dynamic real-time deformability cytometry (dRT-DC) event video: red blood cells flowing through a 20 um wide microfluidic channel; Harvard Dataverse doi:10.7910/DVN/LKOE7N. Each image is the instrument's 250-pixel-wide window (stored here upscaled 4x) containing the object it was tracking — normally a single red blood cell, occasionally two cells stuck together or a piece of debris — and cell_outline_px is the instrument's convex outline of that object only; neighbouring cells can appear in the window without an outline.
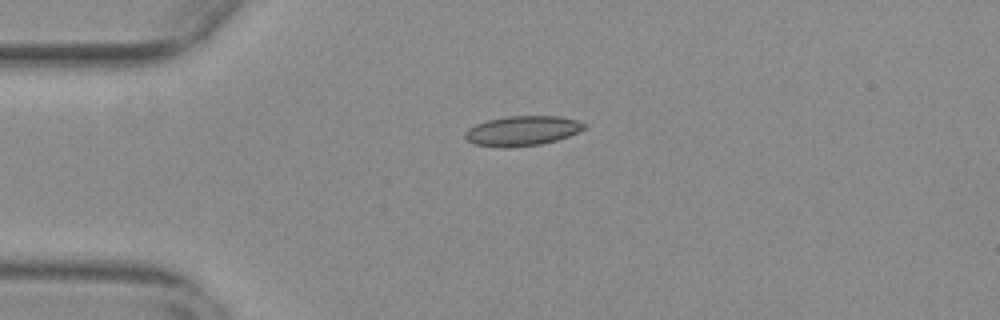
{"species": "common noctule bat (a hibernating species)", "species_latin": "Nyctalus noctula", "temperature_condition": "warm", "stored_images_in_passage": 36, "camera_frame_rate_fps": 3000, "um_per_image_px": 0.085, "animal": {"sex": "female", "body_mass_g": 29.2, "forearm_length_mm": 56.3}, "frame": {"image": 1, "passage_image": 1, "time_ms": 0.0, "image_size_px": [1000, 320], "cell_outline_px": [[588, 128], [580, 132], [556, 140], [540, 144], [508, 148], [504, 148], [476, 144], [468, 140], [464, 136], [464, 132], [468, 128], [476, 124], [488, 120], [508, 116], [560, 116], [576, 120], [588, 124]], "centroid_in_image_um": [44.44, 11.11], "position_along_channel_um": 40.6, "area_um2": 20.81}}
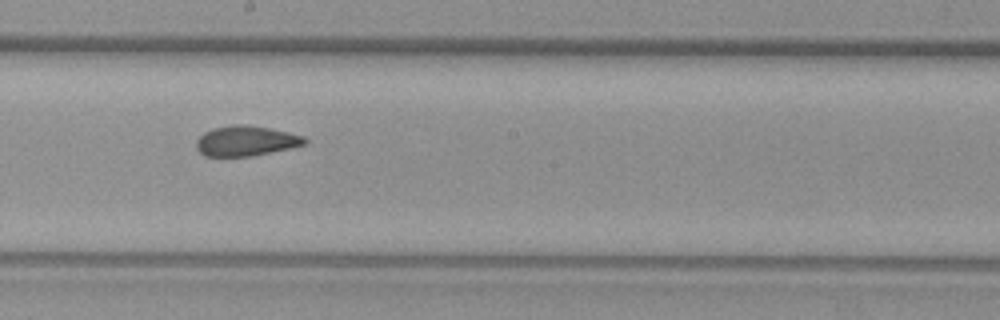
{"frame": {"image": 2, "passage_image": 18, "time_ms": 5.667, "image_size_px": [1000, 320], "cell_outline_px": [[308, 144], [252, 156], [204, 156], [196, 148], [196, 140], [204, 132], [212, 128], [232, 124], [244, 124], [268, 128], [288, 132], [304, 136], [308, 140]], "centroid_in_image_um": [20.9, 11.97], "position_along_channel_um": 227.3, "area_um2": 19.13}}
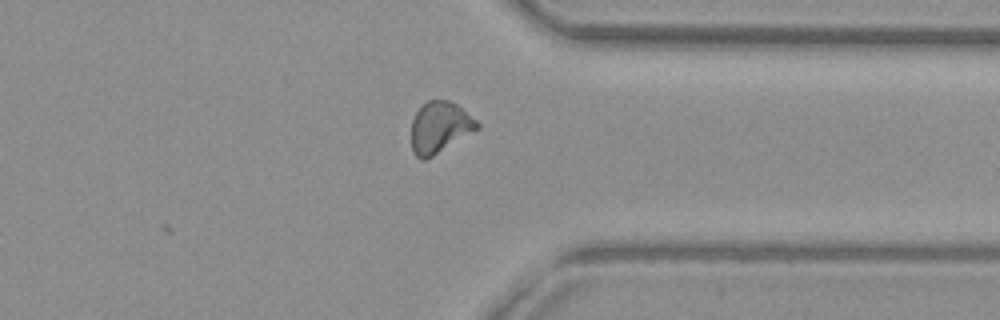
{"frame": {"image": 3, "passage_image": 30, "time_ms": 9.667, "image_size_px": [1000, 320], "cell_outline_px": [[480, 128], [432, 156], [424, 160], [420, 160], [412, 152], [412, 120], [416, 112], [428, 100], [448, 100], [456, 104], [476, 120], [480, 124]], "centroid_in_image_um": [37.37, 10.83], "position_along_channel_um": 374.0, "area_um2": 19.42}, "authors_computed_cell_mechanics": {"area_um2": 19.3052, "velocity_mm_per_s": 3.772, "shape_relaxation_time_tau1_ms": null, "shape_relaxation_time_tau2_ms": 1.6851, "deformation_change_tau1": null, "deformation_change_tau2": 0.0629}}